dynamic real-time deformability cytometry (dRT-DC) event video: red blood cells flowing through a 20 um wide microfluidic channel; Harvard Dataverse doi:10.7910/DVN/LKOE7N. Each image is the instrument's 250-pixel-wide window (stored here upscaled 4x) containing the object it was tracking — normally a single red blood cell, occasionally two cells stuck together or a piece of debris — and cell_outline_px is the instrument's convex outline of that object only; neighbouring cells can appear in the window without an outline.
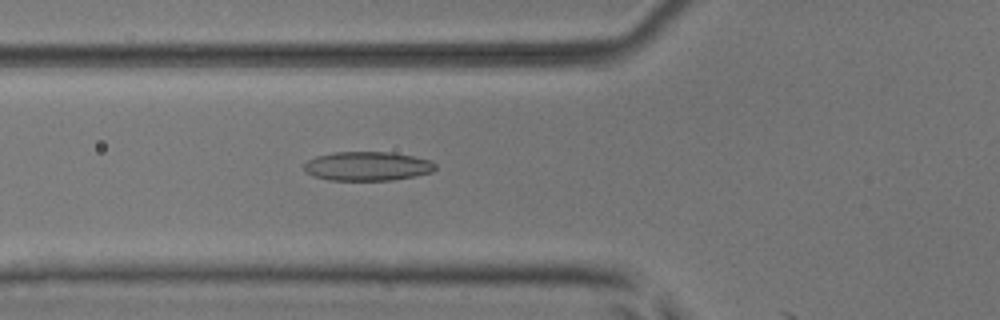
{"species": "common noctule bat (a hibernating species)", "species_latin": "Nyctalus noctula", "temperature_condition": "room temperature", "stored_images_in_passage": 21, "camera_frame_rate_fps": 3000, "um_per_image_px": 0.085, "animal": {"sex": "male", "body_mass_g": 17.9, "forearm_length_mm": 54.2}, "frame": {"image": 1, "passage_image": 20, "time_ms": 6.333, "image_size_px": [1000, 320], "cell_outline_px": [[436, 168], [432, 172], [416, 176], [392, 180], [328, 180], [312, 176], [304, 168], [304, 164], [308, 160], [316, 156], [332, 152], [392, 152], [412, 156], [428, 160], [436, 164]], "centroid_in_image_um": [31.22, 14.12], "position_along_channel_um": 94.6, "area_um2": 22.25}}